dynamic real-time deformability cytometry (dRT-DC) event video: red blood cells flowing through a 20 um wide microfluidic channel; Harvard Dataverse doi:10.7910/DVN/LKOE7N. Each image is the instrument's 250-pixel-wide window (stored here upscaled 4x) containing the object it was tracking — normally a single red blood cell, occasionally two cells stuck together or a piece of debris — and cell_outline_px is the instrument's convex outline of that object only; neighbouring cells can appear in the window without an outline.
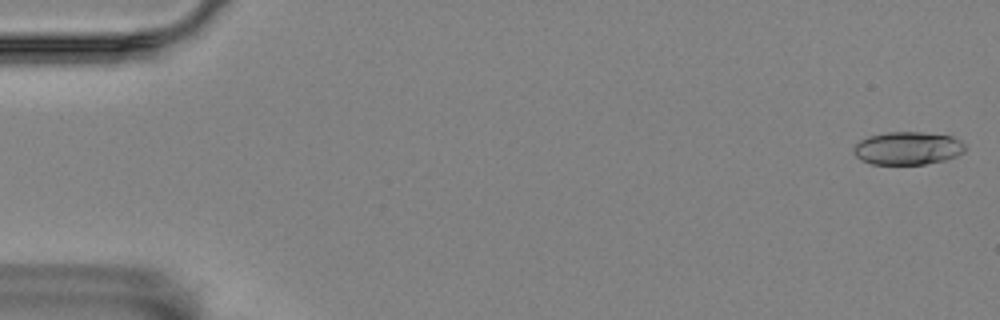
{"species": "Egyptian fruit bat (a non-hibernating species)", "species_latin": "Rousettus aegyptiacus", "temperature_condition": "room temperature", "stored_images_in_passage": 5, "camera_frame_rate_fps": 3000, "um_per_image_px": 0.085, "animal": {"sex": "female"}, "frame": {"image": 1, "passage_image": 1, "time_ms": 0.0, "image_size_px": [1000, 320], "cell_outline_px": [[964, 152], [956, 156], [944, 160], [924, 164], [872, 164], [856, 156], [852, 152], [852, 148], [860, 140], [868, 136], [888, 132], [920, 132], [952, 136], [960, 140], [964, 144]], "centroid_in_image_um": [77.14, 12.59], "position_along_channel_um": 7.9, "area_um2": 21.33}}
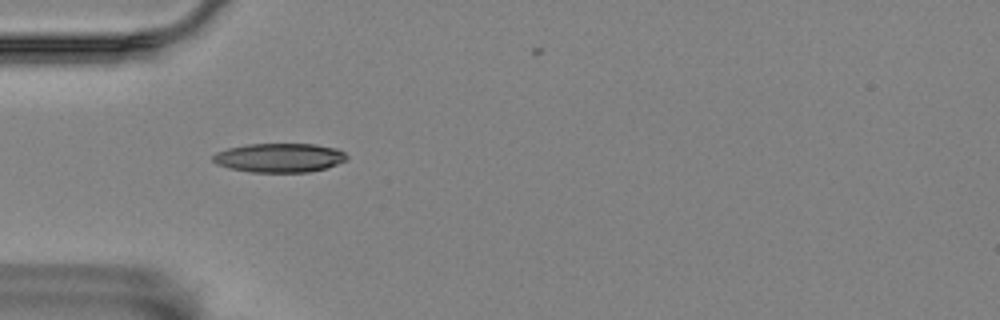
{"frame": {"image": 2, "passage_image": 5, "time_ms": 1.333, "image_size_px": [1000, 320], "cell_outline_px": [[348, 160], [324, 168], [308, 172], [252, 172], [228, 168], [216, 164], [212, 160], [212, 156], [216, 152], [228, 148], [248, 144], [316, 144], [336, 148], [344, 152], [348, 156]], "centroid_in_image_um": [23.74, 13.4], "position_along_channel_um": 61.3, "area_um2": 22.72}}